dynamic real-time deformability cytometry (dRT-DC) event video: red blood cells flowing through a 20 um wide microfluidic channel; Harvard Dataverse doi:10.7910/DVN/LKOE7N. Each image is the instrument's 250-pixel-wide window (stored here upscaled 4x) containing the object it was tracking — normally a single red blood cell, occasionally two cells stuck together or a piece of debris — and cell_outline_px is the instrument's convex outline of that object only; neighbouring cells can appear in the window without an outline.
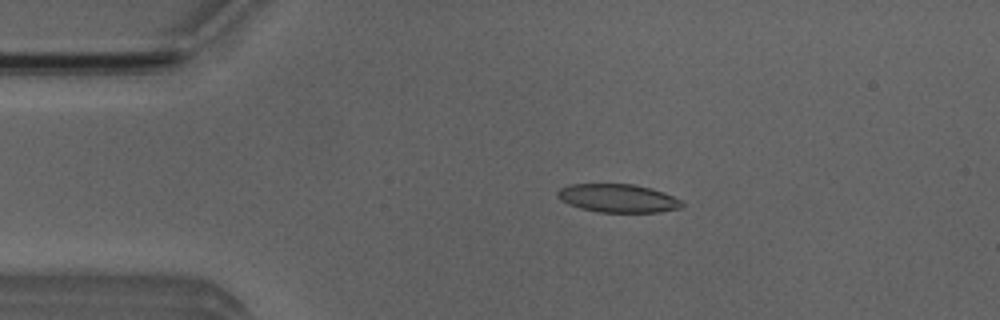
{"species": "Egyptian fruit bat (a non-hibernating species)", "species_latin": "Rousettus aegyptiacus", "temperature_condition": "room temperature", "stored_images_in_passage": 51, "camera_frame_rate_fps": 3000, "um_per_image_px": 0.085, "animal": {"sex": "male"}, "frame": {"image": 1, "passage_image": 10, "time_ms": 3.0, "image_size_px": [1000, 320], "cell_outline_px": [[684, 204], [680, 208], [660, 212], [596, 212], [580, 208], [568, 204], [560, 200], [556, 196], [556, 192], [560, 188], [572, 184], [636, 184], [652, 188], [664, 192], [680, 200]], "centroid_in_image_um": [52.5, 16.85], "position_along_channel_um": 32.5, "area_um2": 20.69}}
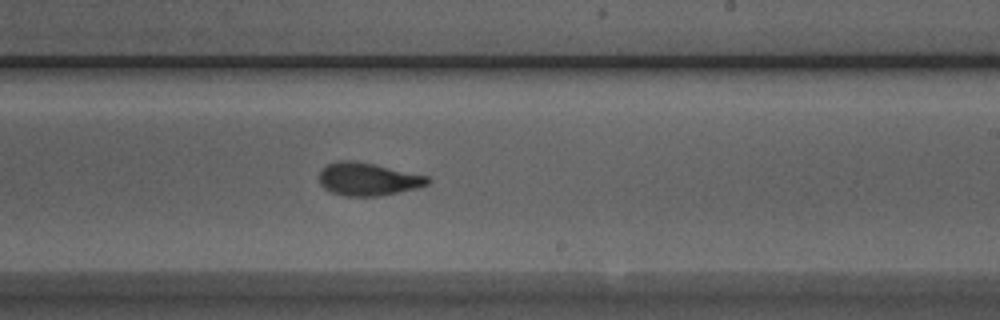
{"frame": {"image": 2, "passage_image": 30, "time_ms": 9.667, "image_size_px": [1000, 320], "cell_outline_px": [[432, 180], [428, 184], [416, 188], [376, 196], [344, 196], [332, 192], [324, 188], [320, 184], [320, 168], [336, 160], [352, 160], [372, 164], [428, 176]], "centroid_in_image_um": [31.24, 15.22], "position_along_channel_um": 257.8, "area_um2": 20.58}}
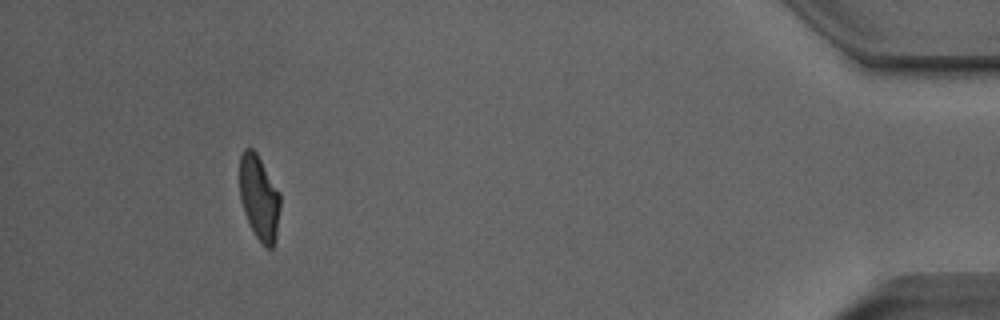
{"frame": {"image": 3, "passage_image": 47, "time_ms": 15.333, "image_size_px": [1000, 320], "cell_outline_px": [[280, 208], [276, 240], [272, 248], [264, 248], [256, 236], [244, 212], [240, 200], [240, 156], [244, 148], [252, 148], [256, 152], [280, 192]], "centroid_in_image_um": [22.04, 16.81], "position_along_channel_um": 413.2, "area_um2": 20.11}, "authors_computed_cell_mechanics": {"area_um2": 20.9814, "velocity_mm_per_s": 3.9845, "shape_relaxation_time_tau1_ms": 5.1319, "shape_relaxation_time_tau2_ms": 1.5758, "deformation_change_tau1": 0.1744, "deformation_change_tau2": 0.0831}}